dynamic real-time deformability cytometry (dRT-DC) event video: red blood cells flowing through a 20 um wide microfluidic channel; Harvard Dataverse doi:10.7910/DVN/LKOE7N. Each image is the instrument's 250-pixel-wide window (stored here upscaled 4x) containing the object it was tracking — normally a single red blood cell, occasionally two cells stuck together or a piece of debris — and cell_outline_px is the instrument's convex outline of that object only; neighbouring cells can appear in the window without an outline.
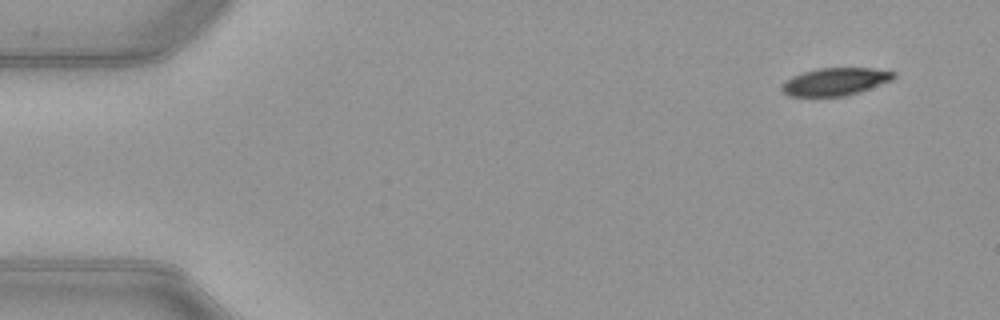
{"species": "common noctule bat (a hibernating species)", "species_latin": "Nyctalus noctula", "temperature_condition": "warm", "stored_images_in_passage": 49, "camera_frame_rate_fps": 3000, "um_per_image_px": 0.085, "animal": {"sex": "female", "body_mass_g": 21.9}, "frame": {"image": 1, "passage_image": 1, "time_ms": 0.0, "image_size_px": [1000, 320], "cell_outline_px": [[896, 76], [892, 80], [844, 96], [788, 96], [780, 88], [784, 80], [792, 76], [816, 68], [872, 68], [896, 72]], "centroid_in_image_um": [70.96, 6.93], "position_along_channel_um": 14.0, "area_um2": 17.86}}
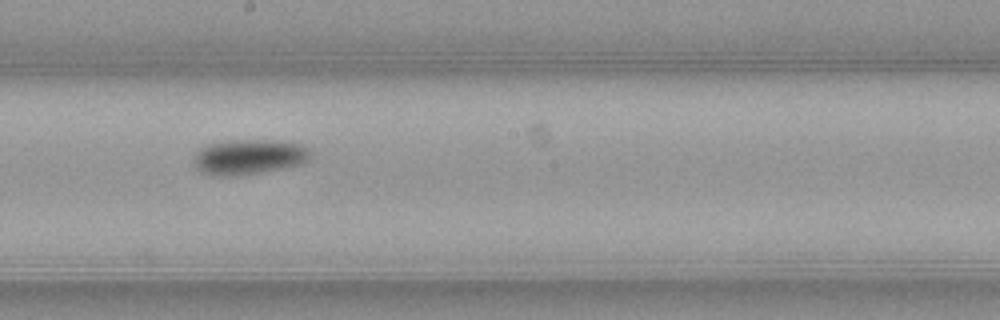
{"frame": {"image": 2, "passage_image": 26, "time_ms": 8.333, "image_size_px": [1000, 320], "cell_outline_px": [[312, 156], [308, 160], [300, 164], [260, 172], [220, 176], [204, 172], [196, 168], [192, 164], [196, 152], [200, 148], [208, 144], [228, 140], [272, 140], [300, 144], [308, 148], [312, 152]], "centroid_in_image_um": [21.15, 13.31], "position_along_channel_um": 227.0, "area_um2": 23.64}}
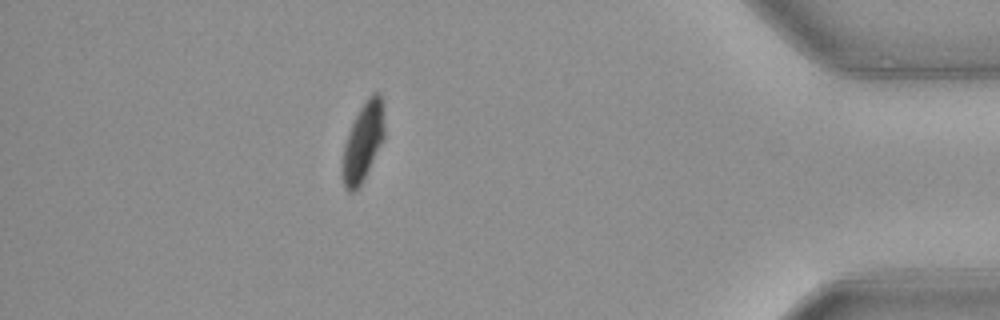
{"frame": {"image": 3, "passage_image": 43, "time_ms": 14.0, "image_size_px": [1000, 320], "cell_outline_px": [[384, 136], [360, 184], [352, 192], [348, 192], [344, 188], [340, 172], [340, 160], [344, 144], [348, 132], [360, 108], [368, 96], [372, 92], [380, 92], [384, 104]], "centroid_in_image_um": [30.81, 12.03], "position_along_channel_um": 404.4, "area_um2": 19.31}, "authors_computed_cell_mechanics": {"area_um2": 21.0392, "velocity_mm_per_s": 3.9809, "shape_relaxation_time_tau1_ms": 4.9405, "shape_relaxation_time_tau2_ms": 9.679, "deformation_change_tau1": 0.156, "deformation_change_tau2": 0.1171}}